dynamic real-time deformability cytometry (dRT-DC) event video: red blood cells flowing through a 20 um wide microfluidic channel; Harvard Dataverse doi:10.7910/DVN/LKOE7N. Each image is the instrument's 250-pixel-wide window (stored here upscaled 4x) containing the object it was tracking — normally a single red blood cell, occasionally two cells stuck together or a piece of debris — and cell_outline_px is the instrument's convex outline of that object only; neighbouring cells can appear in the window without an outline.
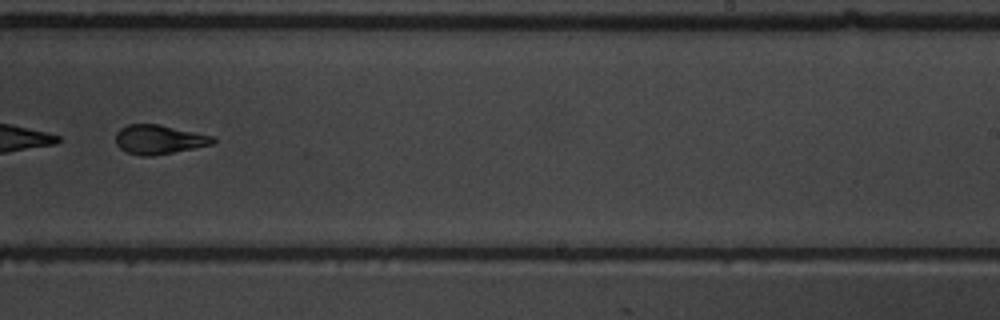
{"species": "common noctule bat (a hibernating species)", "species_latin": "Nyctalus noctula", "temperature_condition": "warm", "stored_images_in_passage": 41, "camera_frame_rate_fps": 3000, "um_per_image_px": 0.085, "animal": {"sex": "male", "body_mass_g": 19.5, "forearm_length_mm": 54.6}, "frame": {"image": 1, "passage_image": 35, "time_ms": 11.333, "image_size_px": [1000, 320], "cell_outline_px": [[216, 140], [212, 144], [152, 156], [140, 156], [128, 152], [120, 148], [116, 144], [116, 132], [120, 128], [128, 124], [160, 124], [216, 136]], "centroid_in_image_um": [13.52, 11.84], "position_along_channel_um": 275.5, "area_um2": 16.59}}